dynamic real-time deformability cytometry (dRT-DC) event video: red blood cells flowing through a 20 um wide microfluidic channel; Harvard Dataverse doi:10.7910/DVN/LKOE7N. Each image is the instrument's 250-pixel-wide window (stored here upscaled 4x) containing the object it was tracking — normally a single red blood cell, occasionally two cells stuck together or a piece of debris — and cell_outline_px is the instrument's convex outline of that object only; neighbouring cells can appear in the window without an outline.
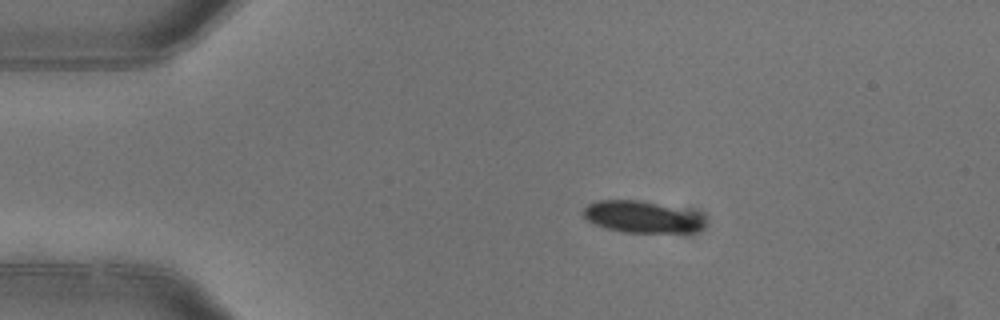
{"species": "common noctule bat (a hibernating species)", "species_latin": "Nyctalus noctula", "temperature_condition": "warm", "stored_images_in_passage": 3, "camera_frame_rate_fps": 3000, "um_per_image_px": 0.085, "animal": {"sex": "female"}, "frame": {"image": 1, "passage_image": 1, "time_ms": 0.0, "image_size_px": [1000, 320], "cell_outline_px": [[700, 228], [688, 232], [624, 232], [608, 228], [596, 224], [588, 220], [584, 216], [584, 208], [588, 204], [596, 200], [640, 200], [656, 204], [696, 216], [700, 220]], "centroid_in_image_um": [54.35, 18.43], "position_along_channel_um": 30.7, "area_um2": 20.98}}
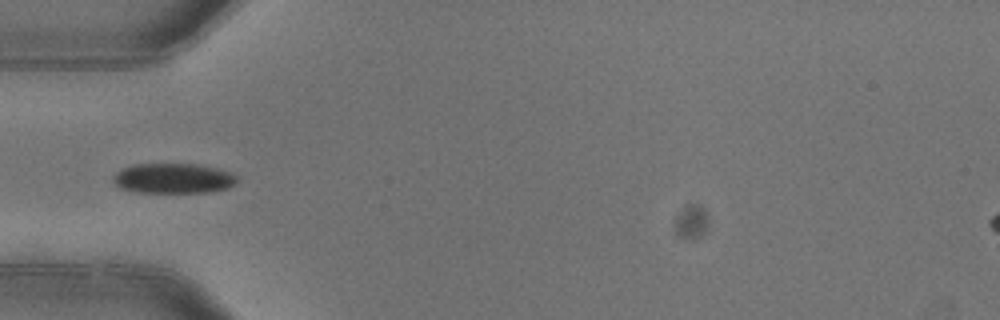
{"frame": {"image": 2, "passage_image": 3, "time_ms": 0.667, "image_size_px": [1000, 320], "cell_outline_px": [[236, 184], [228, 188], [208, 192], [136, 192], [120, 188], [112, 180], [112, 176], [116, 172], [132, 164], [196, 164], [216, 168], [232, 172], [236, 176]], "centroid_in_image_um": [14.72, 15.16], "position_along_channel_um": 70.3, "area_um2": 21.73}}